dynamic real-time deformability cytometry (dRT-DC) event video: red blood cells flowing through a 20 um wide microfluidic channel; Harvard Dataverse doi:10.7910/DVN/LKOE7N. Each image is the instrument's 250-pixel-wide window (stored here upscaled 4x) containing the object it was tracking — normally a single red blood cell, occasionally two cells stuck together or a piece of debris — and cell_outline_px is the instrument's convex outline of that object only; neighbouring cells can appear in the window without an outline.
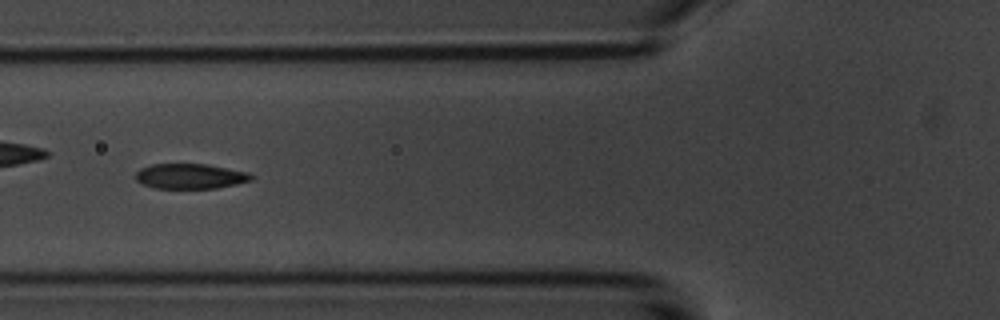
{"species": "common noctule bat (a hibernating species)", "species_latin": "Nyctalus noctula", "temperature_condition": "room temperature", "stored_images_in_passage": 8, "camera_frame_rate_fps": 3000, "um_per_image_px": 0.085, "animal": {"sex": "male", "body_mass_g": 20.1, "forearm_length_mm": 53.5}, "frame": {"image": 1, "passage_image": 6, "time_ms": 6.0, "image_size_px": [1000, 320], "cell_outline_px": [[256, 176], [252, 180], [236, 184], [216, 188], [156, 188], [144, 184], [136, 180], [136, 172], [140, 168], [152, 164], [208, 164], [248, 172]], "centroid_in_image_um": [16.21, 14.97], "position_along_channel_um": 109.6, "area_um2": 16.94}}
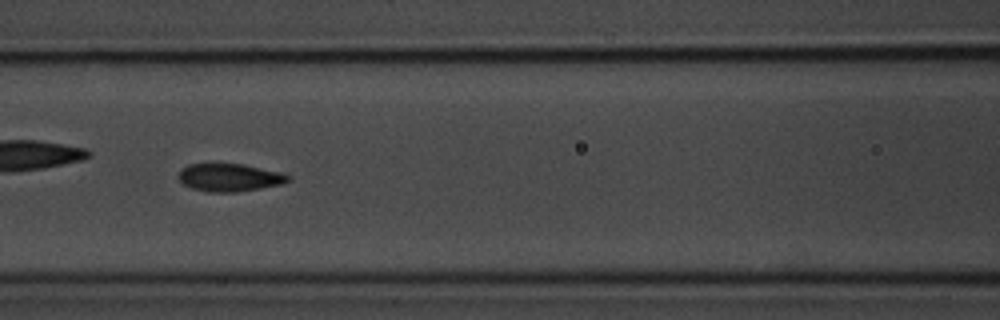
{"frame": {"image": 2, "passage_image": 7, "time_ms": 7.0, "image_size_px": [1000, 320], "cell_outline_px": [[292, 180], [280, 184], [260, 188], [236, 192], [208, 192], [192, 188], [184, 184], [176, 176], [180, 168], [188, 164], [244, 164], [280, 172], [292, 176]], "centroid_in_image_um": [19.49, 15.08], "position_along_channel_um": 147.1, "area_um2": 17.86}}
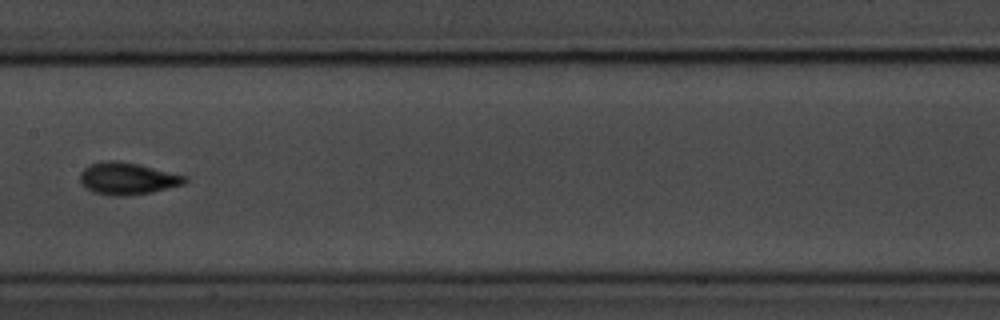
{"frame": {"image": 3, "passage_image": 8, "time_ms": 8.333, "image_size_px": [1000, 320], "cell_outline_px": [[188, 180], [184, 184], [152, 192], [124, 196], [112, 196], [92, 192], [84, 188], [80, 184], [80, 172], [84, 168], [92, 164], [104, 160], [120, 160], [140, 164], [188, 176]], "centroid_in_image_um": [10.82, 15.17], "position_along_channel_um": 196.6, "area_um2": 19.94}}